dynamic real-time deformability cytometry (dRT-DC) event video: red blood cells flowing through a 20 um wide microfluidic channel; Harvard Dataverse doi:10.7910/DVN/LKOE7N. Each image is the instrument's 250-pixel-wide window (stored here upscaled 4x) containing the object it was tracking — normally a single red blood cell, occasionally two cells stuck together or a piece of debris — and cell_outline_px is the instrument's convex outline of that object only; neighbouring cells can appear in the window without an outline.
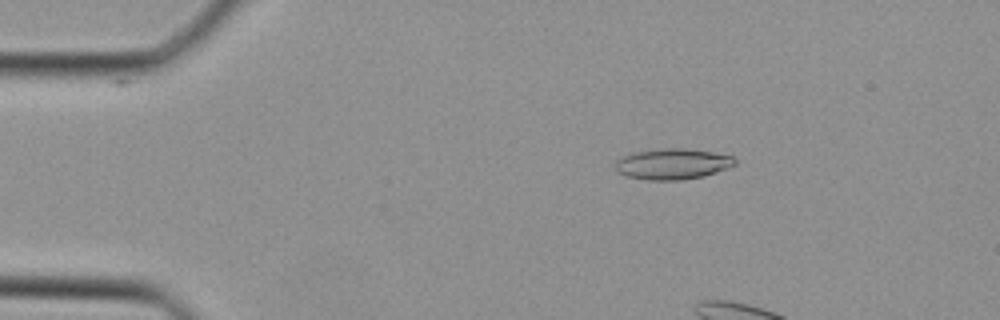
{"species": "Egyptian fruit bat (a non-hibernating species)", "species_latin": "Rousettus aegyptiacus", "temperature_condition": "cold", "stored_images_in_passage": 10, "camera_frame_rate_fps": 3000, "um_per_image_px": 0.085, "animal": {"sex": "female"}, "frame": {"image": 1, "passage_image": 6, "time_ms": 1.667, "image_size_px": [1000, 320], "cell_outline_px": [[736, 164], [716, 172], [704, 176], [680, 180], [648, 180], [628, 176], [620, 172], [616, 168], [616, 160], [624, 156], [636, 152], [660, 148], [688, 148], [712, 152], [732, 156], [736, 160]], "centroid_in_image_um": [57.2, 13.93], "position_along_channel_um": 27.8, "area_um2": 21.27}}